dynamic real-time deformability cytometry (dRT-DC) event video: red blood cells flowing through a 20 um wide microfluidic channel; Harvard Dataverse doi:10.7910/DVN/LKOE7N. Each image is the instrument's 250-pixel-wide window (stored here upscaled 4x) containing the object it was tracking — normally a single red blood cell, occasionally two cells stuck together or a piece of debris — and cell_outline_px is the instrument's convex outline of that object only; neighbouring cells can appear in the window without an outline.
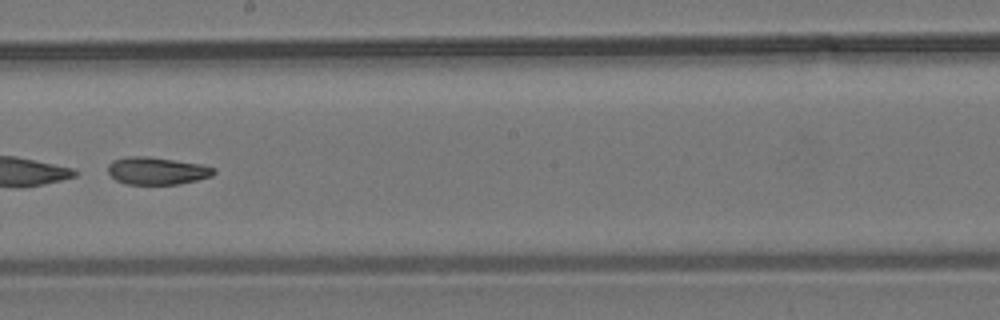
{"species": "common noctule bat (a hibernating species)", "species_latin": "Nyctalus noctula", "temperature_condition": "room temperature", "stored_images_in_passage": 54, "camera_frame_rate_fps": 3000, "um_per_image_px": 0.085, "animal": {"sex": "male", "body_mass_g": 19.2, "forearm_length_mm": 51.8}, "frame": {"image": 1, "passage_image": 31, "time_ms": 10.0, "image_size_px": [1000, 320], "cell_outline_px": [[216, 172], [212, 176], [180, 184], [128, 184], [116, 180], [108, 172], [108, 164], [112, 160], [128, 156], [148, 156], [200, 164], [216, 168]], "centroid_in_image_um": [13.34, 14.51], "position_along_channel_um": 234.9, "area_um2": 16.94}}